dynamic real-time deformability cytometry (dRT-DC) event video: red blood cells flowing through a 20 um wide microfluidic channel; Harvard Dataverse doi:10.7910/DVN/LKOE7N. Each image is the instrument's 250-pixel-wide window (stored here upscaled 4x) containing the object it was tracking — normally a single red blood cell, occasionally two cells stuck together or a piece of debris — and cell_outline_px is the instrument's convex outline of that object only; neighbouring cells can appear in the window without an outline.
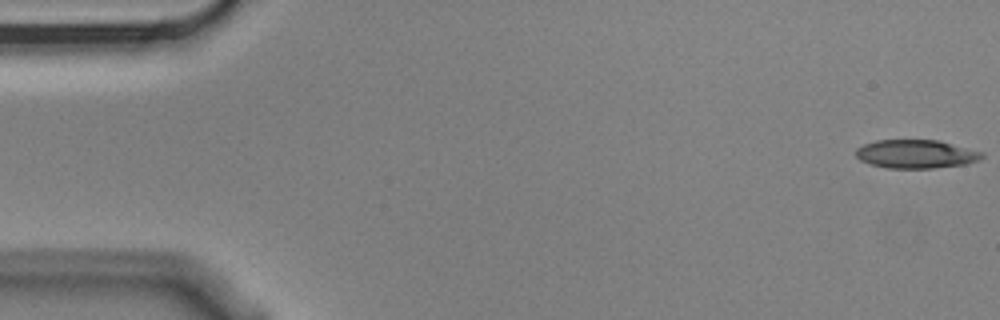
{"species": "Egyptian fruit bat (a non-hibernating species)", "species_latin": "Rousettus aegyptiacus", "temperature_condition": "cold", "stored_images_in_passage": 5, "camera_frame_rate_fps": 3000, "um_per_image_px": 0.085, "animal": {"sex": "male"}, "frame": {"image": 1, "passage_image": 1, "time_ms": 0.0, "image_size_px": [1000, 320], "cell_outline_px": [[984, 156], [980, 160], [968, 164], [932, 168], [888, 168], [872, 164], [860, 160], [856, 156], [856, 148], [864, 144], [876, 140], [940, 140], [984, 152]], "centroid_in_image_um": [77.91, 13.09], "position_along_channel_um": 7.1, "area_um2": 21.1}}
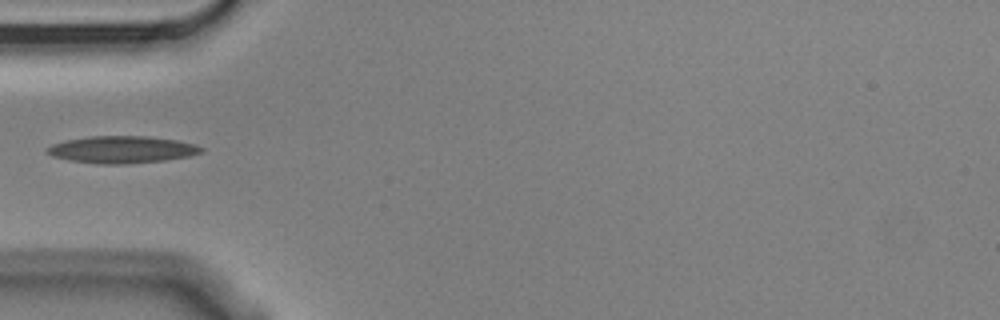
{"frame": {"image": 2, "passage_image": 5, "time_ms": 1.333, "image_size_px": [1000, 320], "cell_outline_px": [[204, 152], [188, 156], [164, 160], [124, 164], [96, 164], [68, 160], [52, 156], [44, 152], [44, 148], [52, 144], [64, 140], [88, 136], [148, 136], [176, 140], [196, 144], [204, 148]], "centroid_in_image_um": [10.31, 12.71], "position_along_channel_um": 74.7, "area_um2": 24.62}}